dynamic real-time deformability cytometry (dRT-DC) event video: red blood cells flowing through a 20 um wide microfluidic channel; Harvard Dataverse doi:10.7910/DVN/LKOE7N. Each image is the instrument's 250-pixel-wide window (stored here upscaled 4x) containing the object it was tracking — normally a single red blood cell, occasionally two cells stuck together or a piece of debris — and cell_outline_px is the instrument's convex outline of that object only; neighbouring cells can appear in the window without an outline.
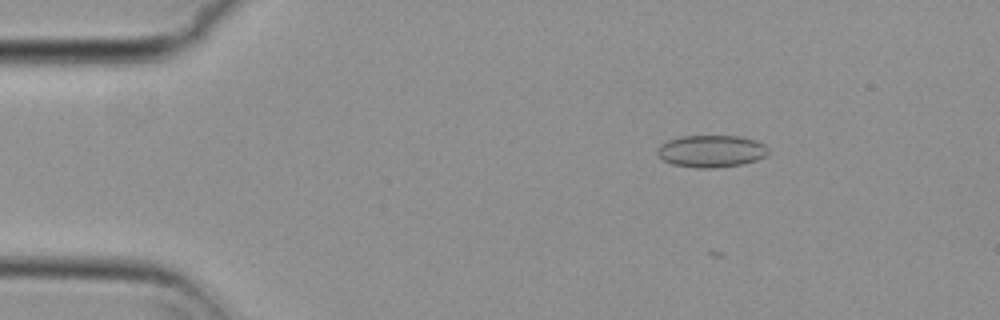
{"species": "common noctule bat (a hibernating species)", "species_latin": "Nyctalus noctula", "temperature_condition": "cold", "stored_images_in_passage": 40, "camera_frame_rate_fps": 3000, "um_per_image_px": 0.085, "animal": {"sex": "female", "body_mass_g": 29.2, "forearm_length_mm": 56.3}, "frame": {"image": 1, "passage_image": 9, "time_ms": 2.667, "image_size_px": [1000, 320], "cell_outline_px": [[768, 152], [764, 156], [756, 160], [740, 164], [712, 168], [696, 168], [672, 164], [664, 160], [656, 152], [660, 144], [668, 140], [680, 136], [740, 136], [756, 140], [764, 144], [768, 148]], "centroid_in_image_um": [60.44, 12.84], "position_along_channel_um": 24.6, "area_um2": 20.69}}
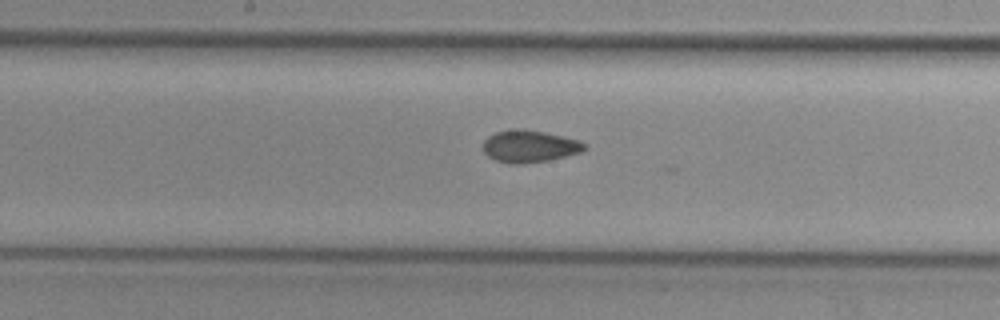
{"frame": {"image": 2, "passage_image": 29, "time_ms": 9.333, "image_size_px": [1000, 320], "cell_outline_px": [[588, 148], [580, 152], [548, 160], [520, 164], [508, 164], [496, 160], [488, 156], [484, 152], [484, 140], [488, 136], [496, 132], [544, 132], [576, 140], [588, 144]], "centroid_in_image_um": [45.02, 12.49], "position_along_channel_um": 203.2, "area_um2": 18.09}}
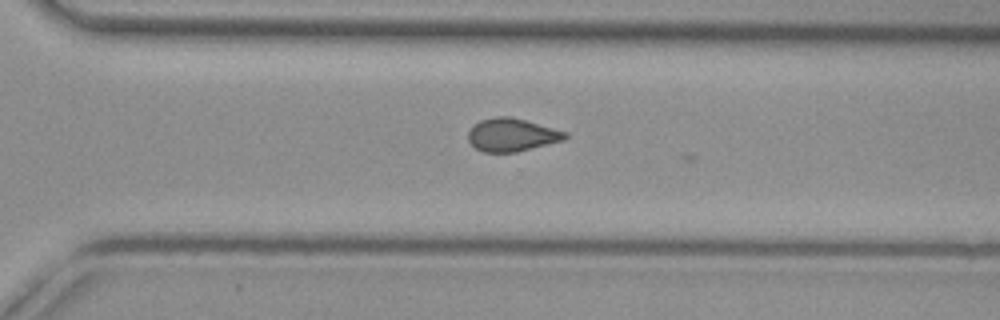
{"frame": {"image": 3, "passage_image": 39, "time_ms": 12.667, "image_size_px": [1000, 320], "cell_outline_px": [[568, 136], [564, 140], [516, 152], [484, 152], [476, 148], [468, 140], [468, 132], [480, 120], [496, 116], [508, 116], [524, 120], [568, 132]], "centroid_in_image_um": [43.51, 11.46], "position_along_channel_um": 327.1, "area_um2": 18.44}}